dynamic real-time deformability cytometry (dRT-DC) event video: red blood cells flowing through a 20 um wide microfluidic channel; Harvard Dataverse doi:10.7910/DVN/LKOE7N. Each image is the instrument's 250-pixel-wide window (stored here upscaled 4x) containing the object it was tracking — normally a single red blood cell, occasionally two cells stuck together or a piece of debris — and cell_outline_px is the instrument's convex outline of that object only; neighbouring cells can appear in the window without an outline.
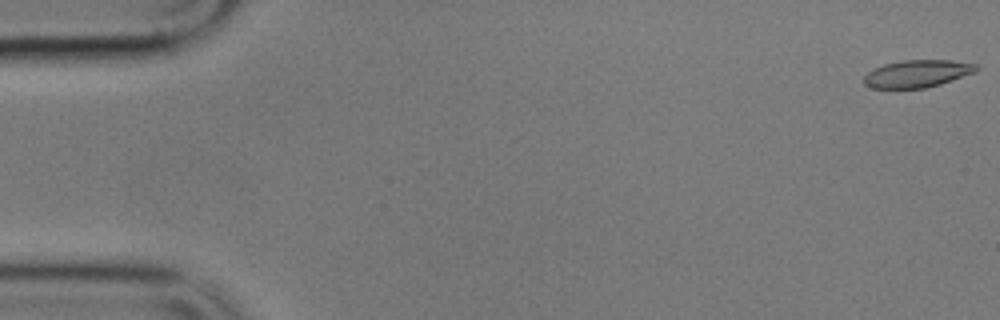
{"species": "common noctule bat (a hibernating species)", "species_latin": "Nyctalus noctula", "temperature_condition": "cold", "stored_images_in_passage": 13, "camera_frame_rate_fps": 3000, "um_per_image_px": 0.085, "animal": {"sex": "male", "body_mass_g": 17.9}, "frame": {"image": 1, "passage_image": 1, "time_ms": 0.0, "image_size_px": [1000, 320], "cell_outline_px": [[980, 68], [976, 72], [940, 84], [924, 88], [872, 88], [864, 84], [864, 76], [872, 68], [884, 64], [900, 60], [952, 60], [976, 64]], "centroid_in_image_um": [77.97, 6.25], "position_along_channel_um": 7.0, "area_um2": 18.03}}